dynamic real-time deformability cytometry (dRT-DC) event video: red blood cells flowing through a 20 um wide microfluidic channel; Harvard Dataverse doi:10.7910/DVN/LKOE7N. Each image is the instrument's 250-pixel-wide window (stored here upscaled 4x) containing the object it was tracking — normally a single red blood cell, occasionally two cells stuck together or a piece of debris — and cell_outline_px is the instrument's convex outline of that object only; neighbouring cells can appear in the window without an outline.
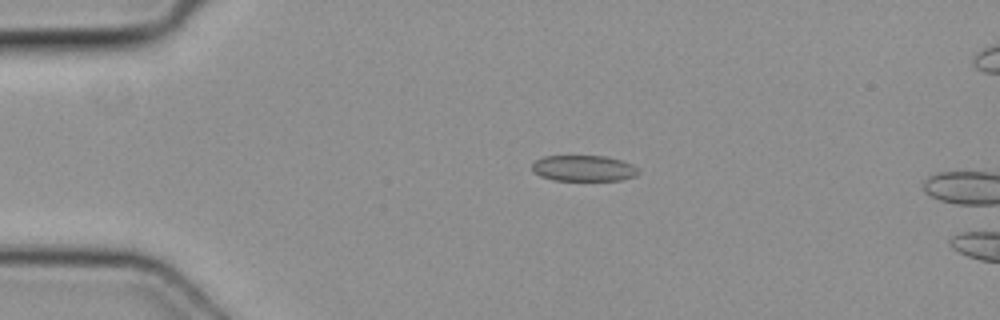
{"species": "common noctule bat (a hibernating species)", "species_latin": "Nyctalus noctula", "temperature_condition": "cold", "stored_images_in_passage": 4, "camera_frame_rate_fps": 3000, "um_per_image_px": 0.085, "animal": {"sex": "female", "body_mass_g": 19.3, "forearm_length_mm": 54.1}, "frame": {"image": 1, "passage_image": 3, "time_ms": 0.667, "image_size_px": [1000, 320], "cell_outline_px": [[640, 172], [636, 176], [620, 180], [552, 180], [540, 176], [532, 168], [532, 164], [536, 160], [544, 156], [604, 156], [620, 160], [632, 164]], "centroid_in_image_um": [49.61, 14.3], "position_along_channel_um": 35.4, "area_um2": 15.95}}